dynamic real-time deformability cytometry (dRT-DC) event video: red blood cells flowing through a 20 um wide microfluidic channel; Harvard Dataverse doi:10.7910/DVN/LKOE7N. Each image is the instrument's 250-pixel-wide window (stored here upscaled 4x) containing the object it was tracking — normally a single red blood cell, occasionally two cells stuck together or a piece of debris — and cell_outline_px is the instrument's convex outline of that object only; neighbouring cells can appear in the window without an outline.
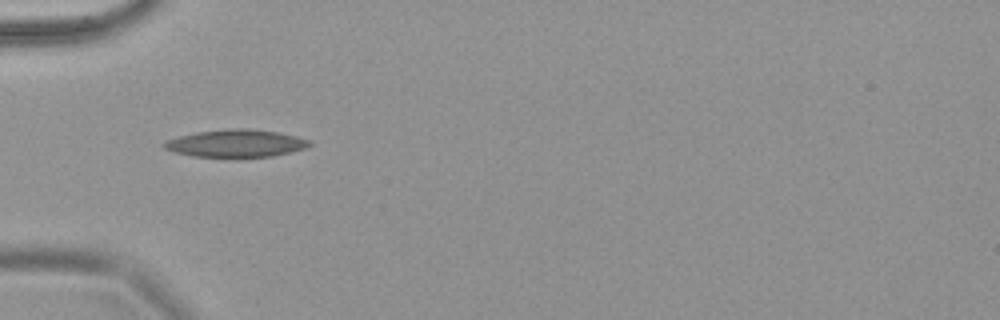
{"species": "common noctule bat (a hibernating species)", "species_latin": "Nyctalus noctula", "temperature_condition": "warm", "stored_images_in_passage": 3, "camera_frame_rate_fps": 3000, "um_per_image_px": 0.085, "animal": {"sex": "female", "body_mass_g": 18.4}, "frame": {"image": 1, "passage_image": 2, "time_ms": 0.333, "image_size_px": [1000, 320], "cell_outline_px": [[312, 144], [304, 148], [272, 156], [240, 160], [236, 160], [192, 156], [176, 152], [164, 148], [160, 144], [168, 140], [180, 136], [196, 132], [228, 128], [248, 128], [276, 132], [296, 136], [312, 140]], "centroid_in_image_um": [20.04, 12.22], "position_along_channel_um": 65.0, "area_um2": 24.16}}
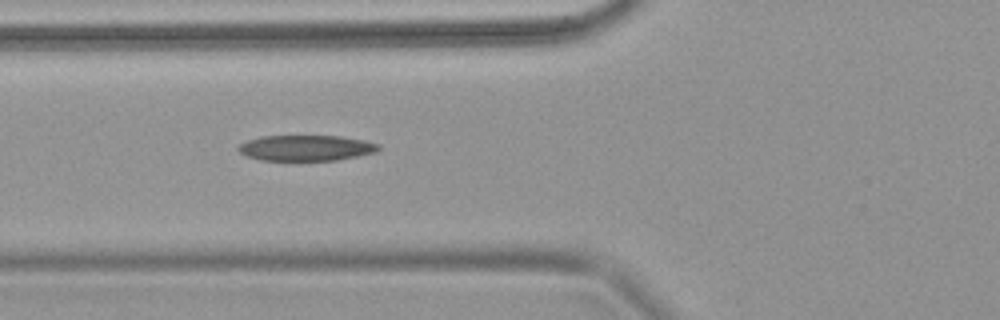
{"frame": {"image": 2, "passage_image": 3, "time_ms": 0.667, "image_size_px": [1000, 320], "cell_outline_px": [[380, 148], [376, 152], [336, 160], [260, 160], [248, 156], [240, 152], [236, 148], [240, 144], [248, 140], [260, 136], [340, 136], [364, 140], [380, 144]], "centroid_in_image_um": [26.02, 12.57], "position_along_channel_um": 99.8, "area_um2": 20.87}}